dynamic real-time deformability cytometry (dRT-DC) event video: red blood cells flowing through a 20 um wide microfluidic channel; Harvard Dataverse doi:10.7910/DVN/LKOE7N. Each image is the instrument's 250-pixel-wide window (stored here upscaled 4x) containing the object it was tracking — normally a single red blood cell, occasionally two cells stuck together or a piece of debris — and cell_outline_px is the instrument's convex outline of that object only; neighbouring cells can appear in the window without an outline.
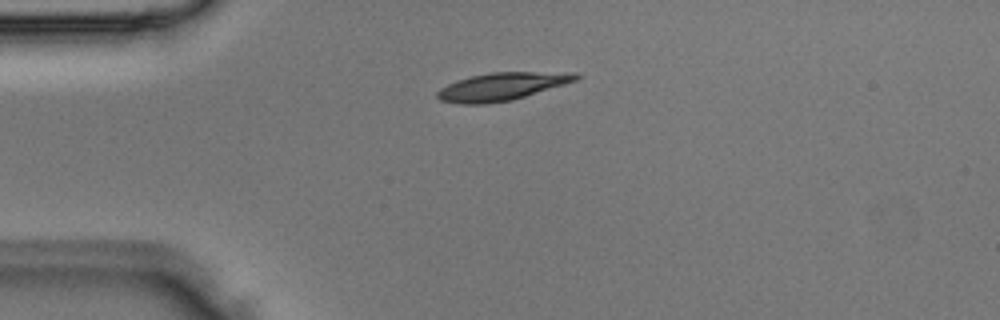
{"species": "Egyptian fruit bat (a non-hibernating species)", "species_latin": "Rousettus aegyptiacus", "temperature_condition": "room temperature", "stored_images_in_passage": 2, "camera_frame_rate_fps": 3000, "um_per_image_px": 0.085, "animal": {"sex": "male"}, "frame": {"image": 1, "passage_image": 1, "time_ms": 0.0, "image_size_px": [1000, 320], "cell_outline_px": [[580, 76], [576, 80], [564, 84], [512, 100], [484, 104], [460, 104], [440, 100], [436, 96], [436, 92], [440, 88], [448, 84], [472, 76], [488, 72], [576, 72]], "centroid_in_image_um": [42.65, 7.35], "position_along_channel_um": 42.4, "area_um2": 22.25}}